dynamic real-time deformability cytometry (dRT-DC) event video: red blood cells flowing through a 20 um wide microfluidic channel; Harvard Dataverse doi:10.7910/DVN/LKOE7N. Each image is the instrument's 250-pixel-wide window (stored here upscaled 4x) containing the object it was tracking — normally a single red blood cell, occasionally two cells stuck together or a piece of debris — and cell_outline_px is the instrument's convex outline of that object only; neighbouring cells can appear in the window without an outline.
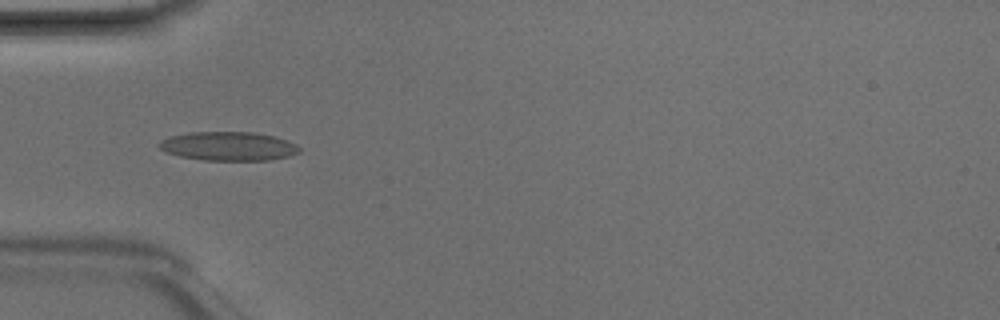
{"species": "Egyptian fruit bat (a non-hibernating species)", "species_latin": "Rousettus aegyptiacus", "temperature_condition": "room temperature", "stored_images_in_passage": 3, "camera_frame_rate_fps": 3000, "um_per_image_px": 0.085, "animal": {"sex": "male"}, "frame": {"image": 1, "passage_image": 3, "time_ms": 0.667, "image_size_px": [1000, 320], "cell_outline_px": [[300, 152], [288, 156], [268, 160], [204, 160], [180, 156], [168, 152], [160, 148], [156, 144], [160, 140], [168, 136], [188, 132], [252, 132], [276, 136], [288, 140], [296, 144], [300, 148]], "centroid_in_image_um": [19.41, 12.41], "position_along_channel_um": 65.6, "area_um2": 23.7}}